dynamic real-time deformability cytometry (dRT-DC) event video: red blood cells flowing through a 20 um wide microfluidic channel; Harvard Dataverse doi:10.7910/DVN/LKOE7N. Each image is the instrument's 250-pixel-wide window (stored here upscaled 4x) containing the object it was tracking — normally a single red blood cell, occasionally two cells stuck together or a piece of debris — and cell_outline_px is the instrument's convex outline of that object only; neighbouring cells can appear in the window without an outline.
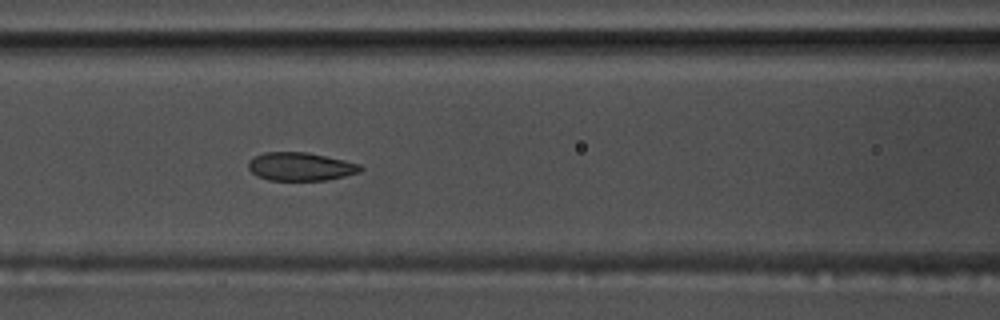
{"species": "common noctule bat (a hibernating species)", "species_latin": "Nyctalus noctula", "temperature_condition": "warm", "stored_images_in_passage": 46, "camera_frame_rate_fps": 3000, "um_per_image_px": 0.085, "animal": {"sex": "male", "body_mass_g": 17.5, "forearm_length_mm": 52.3}, "frame": {"image": 1, "passage_image": 14, "time_ms": 4.333, "image_size_px": [1000, 320], "cell_outline_px": [[364, 168], [360, 172], [344, 176], [324, 180], [268, 180], [252, 172], [248, 168], [248, 160], [264, 152], [308, 152], [344, 160], [360, 164]], "centroid_in_image_um": [25.56, 14.15], "position_along_channel_um": 141.0, "area_um2": 18.38}}
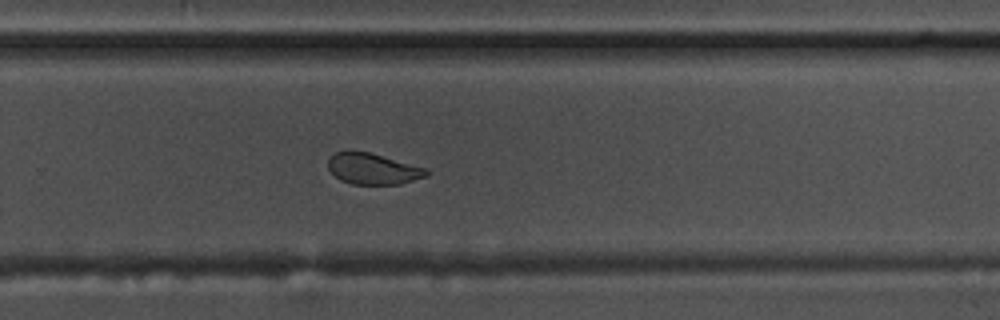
{"frame": {"image": 2, "passage_image": 27, "time_ms": 8.667, "image_size_px": [1000, 320], "cell_outline_px": [[428, 176], [400, 184], [352, 184], [340, 180], [328, 168], [328, 156], [336, 152], [368, 152], [428, 168]], "centroid_in_image_um": [31.71, 14.36], "position_along_channel_um": 298.1, "area_um2": 17.69}}
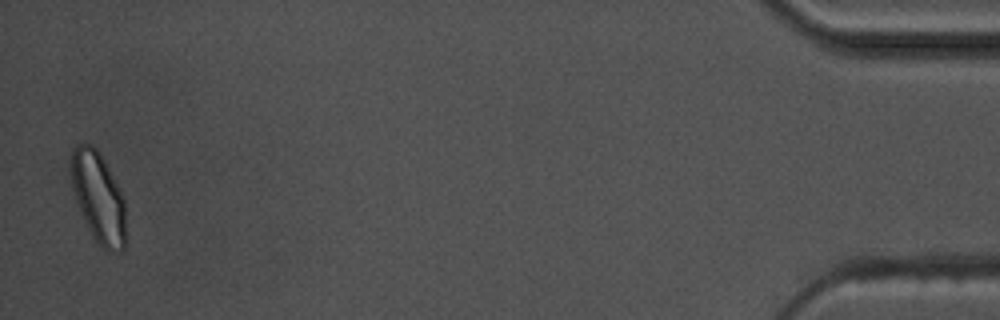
{"frame": {"image": 3, "passage_image": 45, "time_ms": 14.667, "image_size_px": [1000, 320], "cell_outline_px": [[124, 252], [108, 252], [92, 236], [80, 212], [72, 188], [72, 148], [76, 144], [92, 144], [96, 148], [104, 160], [124, 200]], "centroid_in_image_um": [8.35, 16.8], "position_along_channel_um": 426.9, "area_um2": 28.32}, "authors_computed_cell_mechanics": {"area_um2": 19.2474, "velocity_mm_per_s": 3.6447, "shape_relaxation_time_tau1_ms": 4.4577, "shape_relaxation_time_tau2_ms": 1.1559, "deformation_change_tau1": 0.1185, "deformation_change_tau2": 0.0563}}